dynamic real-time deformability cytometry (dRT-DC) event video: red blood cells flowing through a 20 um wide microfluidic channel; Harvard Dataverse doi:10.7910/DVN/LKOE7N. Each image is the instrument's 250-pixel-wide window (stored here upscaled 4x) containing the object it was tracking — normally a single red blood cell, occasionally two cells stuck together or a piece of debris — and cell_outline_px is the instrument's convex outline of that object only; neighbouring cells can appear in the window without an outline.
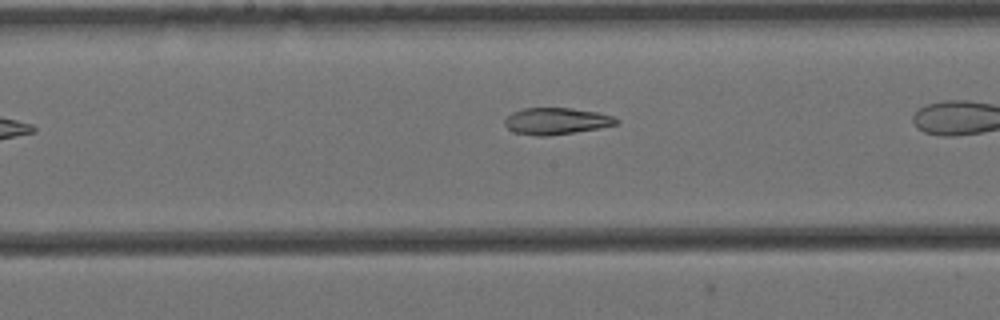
{"species": "Egyptian fruit bat (a non-hibernating species)", "species_latin": "Rousettus aegyptiacus", "temperature_condition": "cold", "stored_images_in_passage": 7, "camera_frame_rate_fps": 3000, "um_per_image_px": 0.085, "animal": {"sex": "female"}, "frame": {"image": 1, "passage_image": 6, "time_ms": 1.667, "image_size_px": [1000, 320], "cell_outline_px": [[620, 120], [616, 124], [600, 128], [548, 136], [536, 136], [512, 132], [504, 124], [504, 120], [512, 112], [524, 108], [572, 108], [596, 112], [612, 116]], "centroid_in_image_um": [47.26, 10.3], "position_along_channel_um": 200.9, "area_um2": 17.34}}